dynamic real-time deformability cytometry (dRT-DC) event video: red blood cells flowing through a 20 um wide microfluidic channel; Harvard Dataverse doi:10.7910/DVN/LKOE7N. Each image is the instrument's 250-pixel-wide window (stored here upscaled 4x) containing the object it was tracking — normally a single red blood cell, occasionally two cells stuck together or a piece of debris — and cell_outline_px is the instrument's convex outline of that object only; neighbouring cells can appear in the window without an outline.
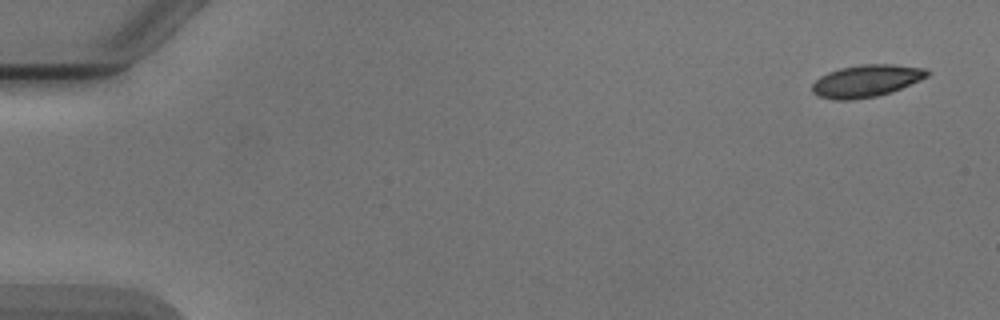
{"species": "Egyptian fruit bat (a non-hibernating species)", "species_latin": "Rousettus aegyptiacus", "temperature_condition": "cold", "stored_images_in_passage": 5, "camera_frame_rate_fps": 3000, "um_per_image_px": 0.085, "animal": {"sex": "male"}, "frame": {"image": 1, "passage_image": 1, "time_ms": 0.0, "image_size_px": [1000, 320], "cell_outline_px": [[932, 72], [928, 76], [920, 80], [892, 92], [876, 96], [848, 100], [836, 100], [820, 96], [812, 92], [812, 84], [820, 76], [828, 72], [840, 68], [860, 64], [892, 64], [924, 68]], "centroid_in_image_um": [73.65, 6.87], "position_along_channel_um": 11.4, "area_um2": 21.56}}
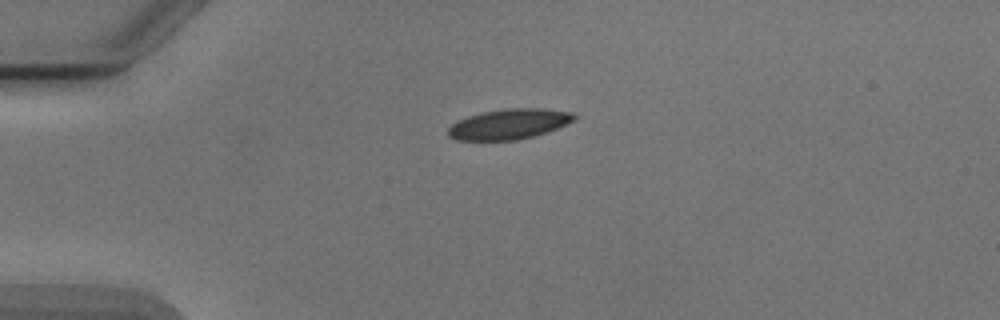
{"frame": {"image": 2, "passage_image": 4, "time_ms": 3.667, "image_size_px": [1000, 320], "cell_outline_px": [[576, 116], [572, 120], [556, 128], [532, 136], [516, 140], [456, 140], [448, 136], [448, 128], [452, 124], [468, 116], [480, 112], [508, 108], [540, 108], [572, 112]], "centroid_in_image_um": [43.21, 10.54], "position_along_channel_um": 41.8, "area_um2": 21.91}}